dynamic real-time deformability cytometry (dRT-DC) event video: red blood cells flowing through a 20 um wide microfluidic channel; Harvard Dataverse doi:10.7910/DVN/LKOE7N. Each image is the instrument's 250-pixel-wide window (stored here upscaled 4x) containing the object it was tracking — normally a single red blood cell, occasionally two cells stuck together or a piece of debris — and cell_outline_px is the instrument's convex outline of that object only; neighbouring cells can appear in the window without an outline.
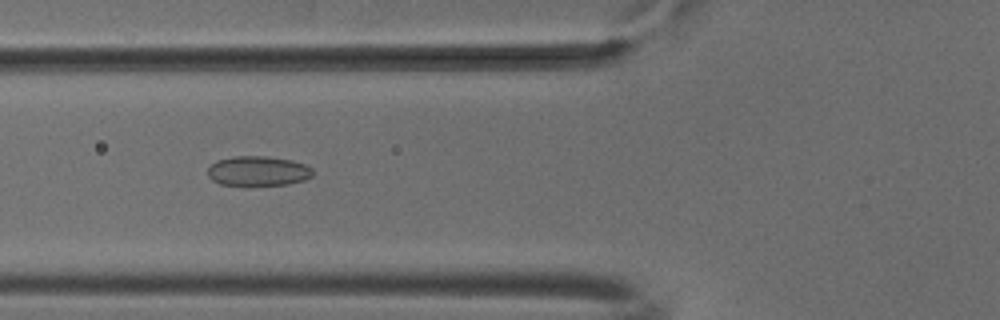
{"species": "common noctule bat (a hibernating species)", "species_latin": "Nyctalus noctula", "temperature_condition": "cold", "stored_images_in_passage": 46, "segment_of_instrument_passage": [1, 2], "camera_frame_rate_fps": 3000, "um_per_image_px": 0.085, "animal": {"sex": "male", "body_mass_g": 18.8}, "frame": {"image": 1, "passage_image": 13, "time_ms": 4.0, "image_size_px": [1000, 320], "cell_outline_px": [[312, 176], [304, 180], [288, 184], [248, 188], [220, 184], [212, 180], [208, 176], [208, 168], [216, 160], [232, 156], [268, 156], [292, 160], [304, 164], [312, 168]], "centroid_in_image_um": [21.9, 14.57], "position_along_channel_um": 103.9, "area_um2": 19.02}}
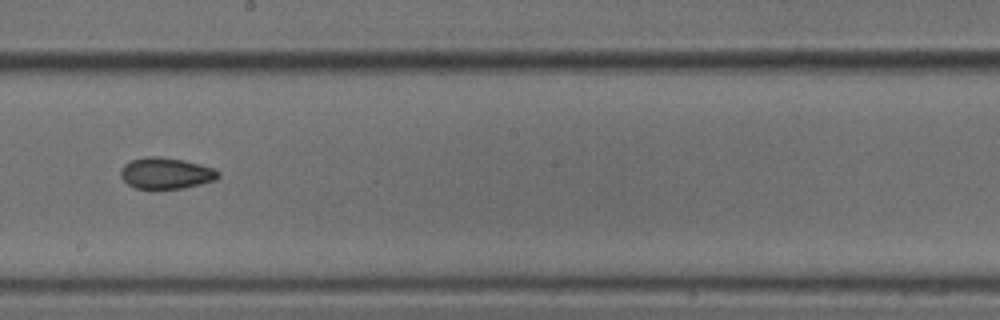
{"frame": {"image": 2, "passage_image": 23, "time_ms": 7.333, "image_size_px": [1000, 320], "cell_outline_px": [[220, 176], [216, 180], [184, 188], [136, 188], [128, 184], [120, 176], [120, 168], [124, 164], [132, 160], [148, 156], [160, 156], [184, 160], [200, 164], [212, 168], [220, 172]], "centroid_in_image_um": [14.11, 14.71], "position_along_channel_um": 234.1, "area_um2": 17.74}}
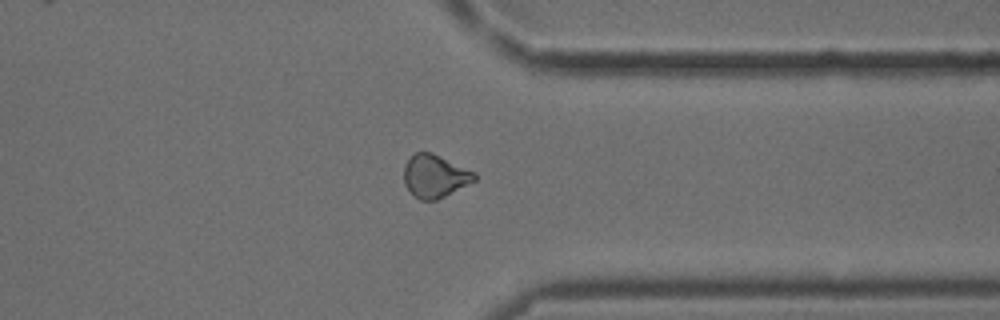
{"frame": {"image": 3, "passage_image": 34, "time_ms": 11.0, "image_size_px": [1000, 320], "cell_outline_px": [[476, 180], [436, 200], [420, 200], [412, 196], [404, 184], [404, 164], [416, 152], [432, 152], [476, 172]], "centroid_in_image_um": [36.94, 14.97], "position_along_channel_um": 374.5, "area_um2": 17.69}}